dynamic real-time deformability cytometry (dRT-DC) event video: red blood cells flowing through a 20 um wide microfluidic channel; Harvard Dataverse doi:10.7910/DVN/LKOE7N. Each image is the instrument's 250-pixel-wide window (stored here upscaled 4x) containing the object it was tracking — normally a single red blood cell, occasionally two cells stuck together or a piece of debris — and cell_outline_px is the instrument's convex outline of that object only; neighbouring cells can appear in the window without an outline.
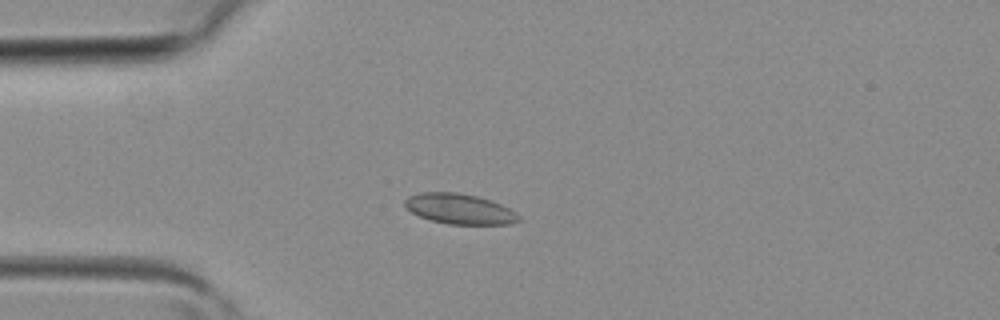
{"species": "common noctule bat (a hibernating species)", "species_latin": "Nyctalus noctula", "temperature_condition": "room temperature", "stored_images_in_passage": 5, "camera_frame_rate_fps": 3000, "um_per_image_px": 0.085, "animal": {"sex": "female", "body_mass_g": 19.3, "forearm_length_mm": 54.1}, "frame": {"image": 1, "passage_image": 4, "time_ms": 1.0, "image_size_px": [1000, 320], "cell_outline_px": [[520, 220], [512, 224], [448, 224], [432, 220], [420, 216], [412, 212], [404, 204], [404, 200], [408, 196], [420, 192], [456, 192], [476, 196], [492, 200], [516, 212], [520, 216]], "centroid_in_image_um": [39.08, 17.75], "position_along_channel_um": 45.9, "area_um2": 20.06}}
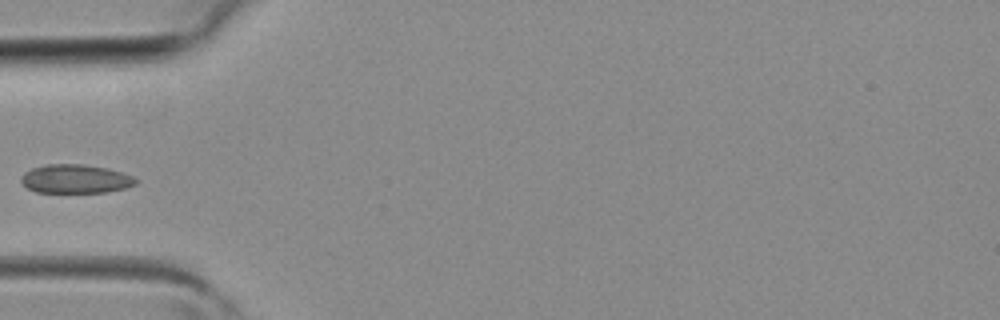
{"frame": {"image": 2, "passage_image": 5, "time_ms": 1.333, "image_size_px": [1000, 320], "cell_outline_px": [[140, 180], [136, 184], [124, 188], [108, 192], [36, 192], [28, 188], [20, 180], [20, 176], [24, 172], [32, 168], [44, 164], [84, 164], [108, 168], [132, 176]], "centroid_in_image_um": [6.41, 15.2], "position_along_channel_um": 78.6, "area_um2": 19.31}}